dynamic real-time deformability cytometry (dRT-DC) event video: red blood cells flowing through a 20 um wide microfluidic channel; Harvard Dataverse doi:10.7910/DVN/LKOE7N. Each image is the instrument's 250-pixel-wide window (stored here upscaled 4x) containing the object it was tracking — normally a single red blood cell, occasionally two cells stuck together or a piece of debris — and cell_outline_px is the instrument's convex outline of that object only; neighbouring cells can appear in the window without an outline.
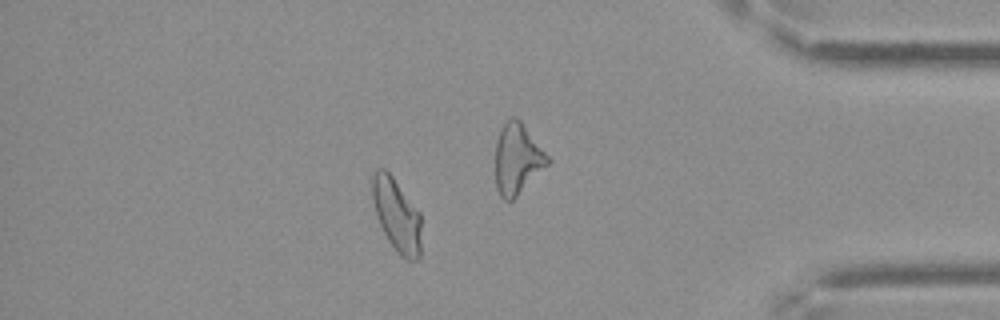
{"species": "Egyptian fruit bat (a non-hibernating species)", "species_latin": "Rousettus aegyptiacus", "temperature_condition": "cold", "stored_images_in_passage": 58, "camera_frame_rate_fps": 3000, "um_per_image_px": 0.085, "frame": {"image": 1, "passage_image": 50, "time_ms": 16.333, "image_size_px": [1000, 320], "cell_outline_px": [[420, 260], [408, 260], [400, 256], [388, 240], [376, 216], [372, 200], [372, 172], [376, 168], [384, 168], [392, 176], [420, 212]], "centroid_in_image_um": [33.7, 18.27], "position_along_channel_um": 401.5, "area_um2": 20.92}, "authors_computed_cell_mechanics": {"area_um2": 21.3571, "velocity_mm_per_s": 3.5157, "shape_relaxation_time_tau1_ms": null, "shape_relaxation_time_tau2_ms": 3.9281, "deformation_change_tau1": null, "deformation_change_tau2": 0.1035}}